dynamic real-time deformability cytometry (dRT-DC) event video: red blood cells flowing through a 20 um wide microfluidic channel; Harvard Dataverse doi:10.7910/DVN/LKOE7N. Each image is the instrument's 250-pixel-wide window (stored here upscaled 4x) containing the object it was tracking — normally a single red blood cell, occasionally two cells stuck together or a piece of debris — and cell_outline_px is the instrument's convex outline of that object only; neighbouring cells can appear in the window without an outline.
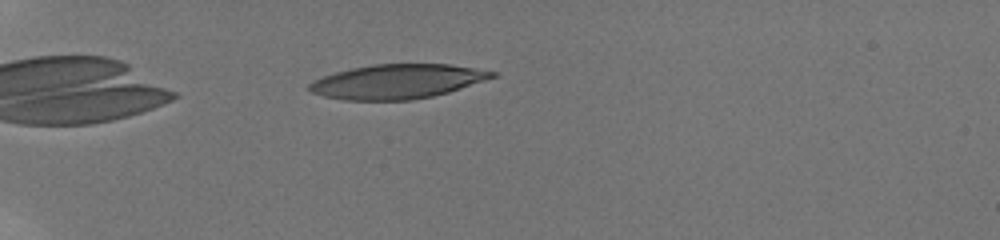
{"species": "human", "species_latin": "Homo sapiens", "temperature_condition": "room temperature", "stored_images_in_passage": 42, "camera_frame_rate_fps": 3000, "um_per_image_px": 0.085, "donor": {"sex": "male"}, "frame": {"image": 1, "passage_image": 4, "time_ms": 1.0, "image_size_px": [1000, 240], "cell_outline_px": [[496, 76], [448, 92], [432, 96], [412, 100], [344, 100], [324, 96], [312, 92], [308, 88], [308, 84], [312, 80], [336, 72], [352, 68], [372, 64], [448, 64], [496, 72]], "centroid_in_image_um": [33.71, 6.93], "position_along_channel_um": 51.3, "area_um2": 36.3}}
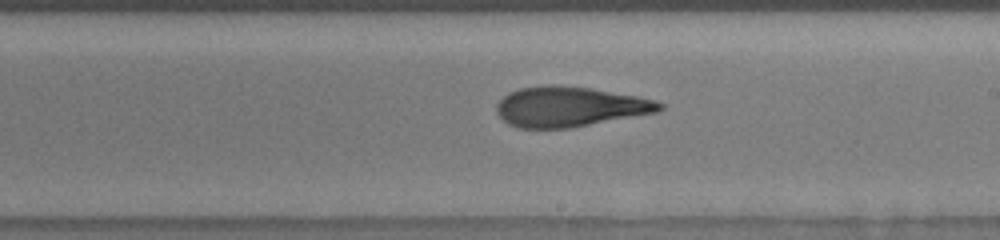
{"frame": {"image": 2, "passage_image": 22, "time_ms": 7.0, "image_size_px": [1000, 240], "cell_outline_px": [[664, 108], [656, 112], [572, 128], [520, 128], [508, 124], [496, 112], [496, 104], [508, 92], [520, 88], [552, 84], [556, 84], [588, 88], [636, 96], [656, 100], [664, 104]], "centroid_in_image_um": [48.41, 9.07], "position_along_channel_um": 240.6, "area_um2": 37.97}}
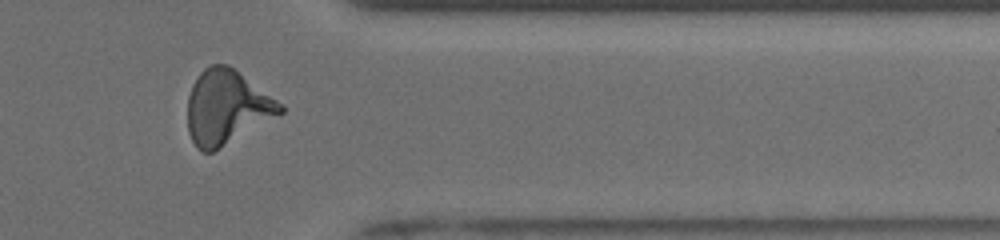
{"frame": {"image": 3, "passage_image": 34, "time_ms": 11.0, "image_size_px": [1000, 240], "cell_outline_px": [[284, 112], [212, 152], [204, 152], [196, 148], [188, 132], [188, 96], [192, 84], [200, 72], [204, 68], [212, 64], [228, 64], [284, 104]], "centroid_in_image_um": [19.26, 9.1], "position_along_channel_um": 392.1, "area_um2": 39.88}, "authors_computed_cell_mechanics": {"area_um2": 37.9746, "velocity_mm_per_s": 3.8957, "shape_relaxation_time_tau1_ms": 7.2806, "shape_relaxation_time_tau2_ms": 1.9904, "deformation_change_tau1": 0.2776, "deformation_change_tau2": 0.1181}}